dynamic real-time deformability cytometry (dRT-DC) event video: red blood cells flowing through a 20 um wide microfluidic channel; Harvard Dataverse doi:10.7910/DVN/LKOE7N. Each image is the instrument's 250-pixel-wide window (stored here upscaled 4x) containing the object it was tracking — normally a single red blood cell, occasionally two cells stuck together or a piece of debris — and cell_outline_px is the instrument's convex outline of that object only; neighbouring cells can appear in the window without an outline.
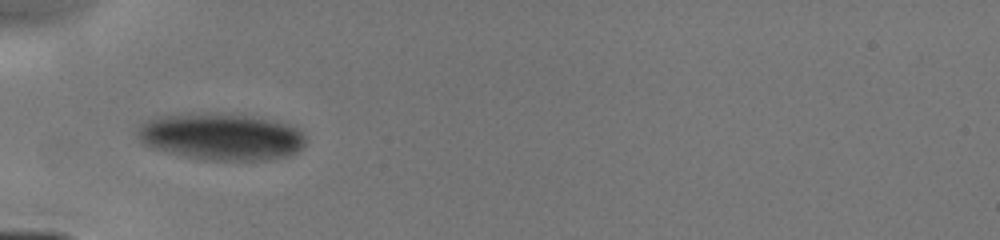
{"species": "human", "species_latin": "Homo sapiens", "temperature_condition": "cold", "stored_images_in_passage": 10, "camera_frame_rate_fps": 3000, "um_per_image_px": 0.085, "donor": {"sex": "male"}, "frame": {"image": 1, "passage_image": 4, "time_ms": 3.0, "image_size_px": [1000, 240], "cell_outline_px": [[304, 144], [296, 152], [288, 156], [264, 160], [204, 160], [152, 148], [140, 144], [136, 136], [136, 132], [140, 124], [148, 120], [160, 116], [188, 112], [204, 112], [252, 116], [296, 124], [304, 132]], "centroid_in_image_um": [18.8, 11.59], "position_along_channel_um": 66.2, "area_um2": 46.7}}
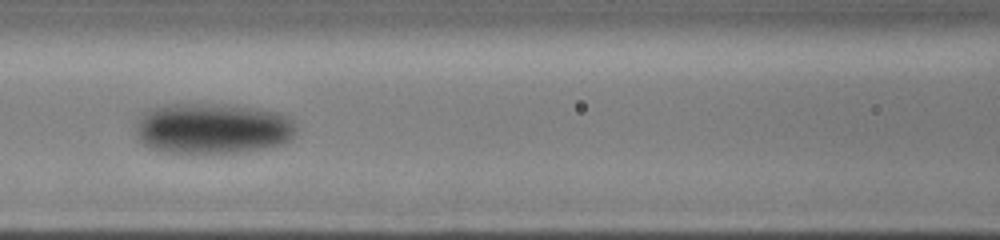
{"frame": {"image": 2, "passage_image": 6, "time_ms": 5.0, "image_size_px": [1000, 240], "cell_outline_px": [[296, 132], [284, 144], [264, 148], [240, 152], [160, 152], [144, 144], [136, 136], [136, 116], [148, 108], [164, 104], [232, 104], [280, 112], [288, 116], [292, 120], [296, 128]], "centroid_in_image_um": [18.03, 10.89], "position_along_channel_um": 148.6, "area_um2": 48.03}}
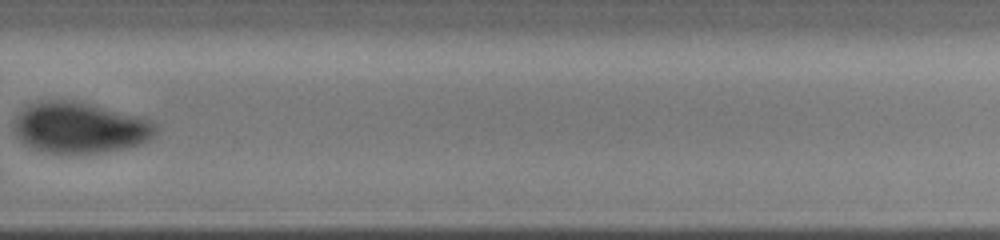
{"frame": {"image": 3, "passage_image": 10, "time_ms": 9.0, "image_size_px": [1000, 240], "cell_outline_px": [[160, 132], [152, 140], [128, 148], [104, 152], [48, 152], [32, 148], [24, 144], [16, 136], [12, 128], [12, 120], [28, 104], [40, 100], [72, 100], [148, 116], [160, 124]], "centroid_in_image_um": [6.9, 10.82], "position_along_channel_um": 322.9, "area_um2": 43.41}}